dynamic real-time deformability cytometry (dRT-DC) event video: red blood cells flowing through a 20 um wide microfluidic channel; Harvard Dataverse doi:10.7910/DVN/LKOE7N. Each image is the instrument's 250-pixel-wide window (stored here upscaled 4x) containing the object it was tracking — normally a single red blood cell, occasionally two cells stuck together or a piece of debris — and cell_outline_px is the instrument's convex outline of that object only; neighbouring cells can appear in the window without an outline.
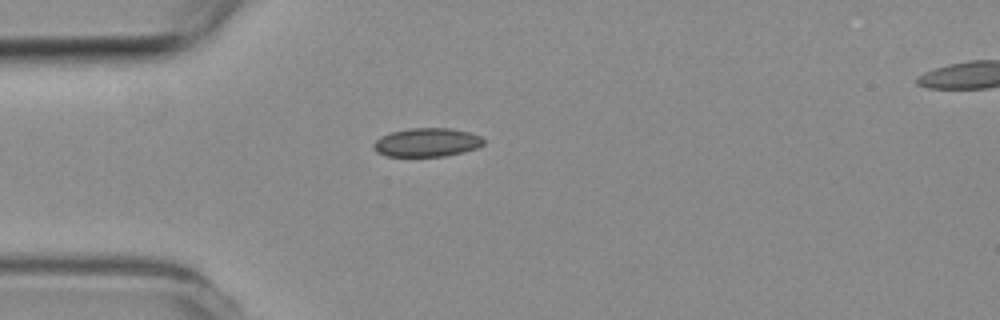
{"species": "common noctule bat (a hibernating species)", "species_latin": "Nyctalus noctula", "temperature_condition": "room temperature", "stored_images_in_passage": 2, "segment_of_instrument_passage": [1, 2], "camera_frame_rate_fps": 3000, "um_per_image_px": 0.085, "animal": {"sex": "female", "body_mass_g": 19.3, "forearm_length_mm": 54.1}, "frame": {"image": 1, "passage_image": 1, "time_ms": 0.0, "image_size_px": [1000, 320], "cell_outline_px": [[484, 144], [476, 148], [464, 152], [444, 156], [384, 156], [376, 152], [372, 148], [372, 144], [380, 136], [392, 132], [412, 128], [452, 128], [468, 132], [480, 136], [484, 140]], "centroid_in_image_um": [36.26, 12.11], "position_along_channel_um": 48.7, "area_um2": 18.44}}